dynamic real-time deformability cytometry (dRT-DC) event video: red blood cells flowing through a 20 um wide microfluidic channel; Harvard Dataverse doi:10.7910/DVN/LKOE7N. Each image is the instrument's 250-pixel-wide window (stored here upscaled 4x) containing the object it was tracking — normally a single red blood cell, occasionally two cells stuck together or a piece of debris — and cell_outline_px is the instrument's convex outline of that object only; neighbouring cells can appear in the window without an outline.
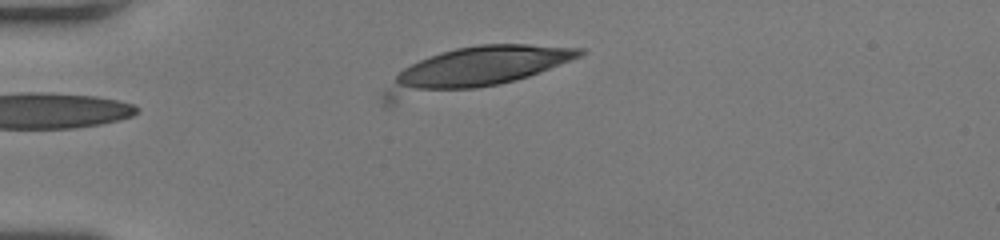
{"species": "human", "species_latin": "Homo sapiens", "temperature_condition": "room temperature", "stored_images_in_passage": 14, "camera_frame_rate_fps": 3000, "um_per_image_px": 0.085, "donor": {"sex": "female"}, "frame": {"image": 1, "passage_image": 1, "time_ms": 0.0, "image_size_px": [1000, 240], "cell_outline_px": [[584, 52], [580, 56], [528, 76], [516, 80], [500, 84], [392, 108], [384, 108], [380, 104], [380, 96], [396, 76], [404, 68], [420, 60], [440, 52], [456, 48], [480, 44], [528, 44], [584, 48]], "centroid_in_image_um": [40.07, 5.99], "position_along_channel_um": 44.9, "area_um2": 49.59}}
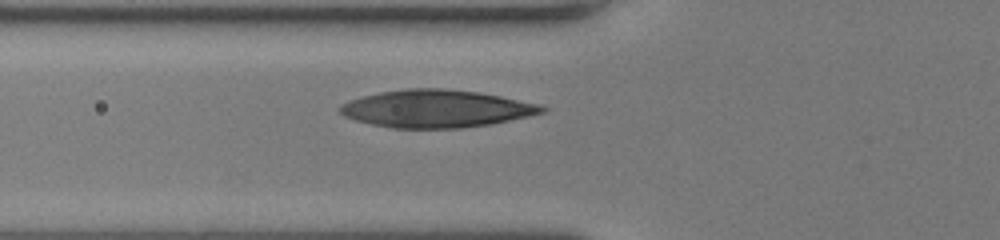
{"frame": {"image": 2, "passage_image": 7, "time_ms": 2.0, "image_size_px": [1000, 240], "cell_outline_px": [[548, 108], [544, 112], [528, 116], [492, 124], [460, 128], [392, 128], [372, 124], [356, 120], [344, 116], [336, 108], [340, 104], [348, 100], [360, 96], [380, 92], [404, 88], [444, 88], [476, 92], [500, 96], [540, 104]], "centroid_in_image_um": [37.04, 9.23], "position_along_channel_um": 88.8, "area_um2": 44.39}}
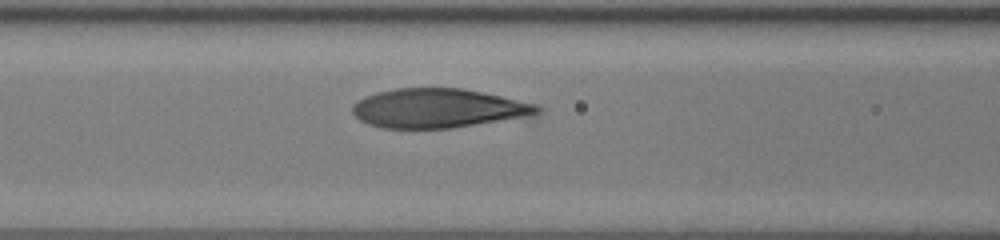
{"frame": {"image": 3, "passage_image": 10, "time_ms": 3.0, "image_size_px": [1000, 240], "cell_outline_px": [[544, 108], [536, 116], [452, 128], [380, 128], [368, 124], [360, 120], [352, 112], [352, 104], [376, 92], [396, 88], [464, 88], [536, 104]], "centroid_in_image_um": [37.3, 9.21], "position_along_channel_um": 129.3, "area_um2": 42.48}}